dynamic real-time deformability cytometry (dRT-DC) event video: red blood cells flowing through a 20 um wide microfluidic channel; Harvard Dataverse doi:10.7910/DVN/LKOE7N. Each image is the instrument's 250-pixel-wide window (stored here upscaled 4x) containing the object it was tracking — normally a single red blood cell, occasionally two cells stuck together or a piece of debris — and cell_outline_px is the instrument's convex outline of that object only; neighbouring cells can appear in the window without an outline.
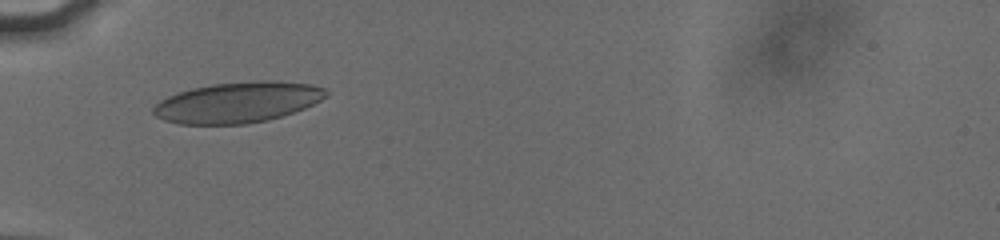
{"species": "human", "species_latin": "Homo sapiens", "temperature_condition": "cold", "stored_images_in_passage": 41, "camera_frame_rate_fps": 3000, "um_per_image_px": 0.085, "donor": {"sex": "male"}, "frame": {"image": 1, "passage_image": 1, "time_ms": 0.0, "image_size_px": [1000, 240], "cell_outline_px": [[328, 96], [304, 108], [268, 120], [248, 124], [180, 124], [164, 120], [156, 116], [152, 112], [152, 108], [160, 100], [168, 96], [192, 88], [212, 84], [260, 80], [268, 80], [312, 84], [324, 88], [328, 92]], "centroid_in_image_um": [20.2, 8.7], "position_along_channel_um": 64.8, "area_um2": 40.86}}
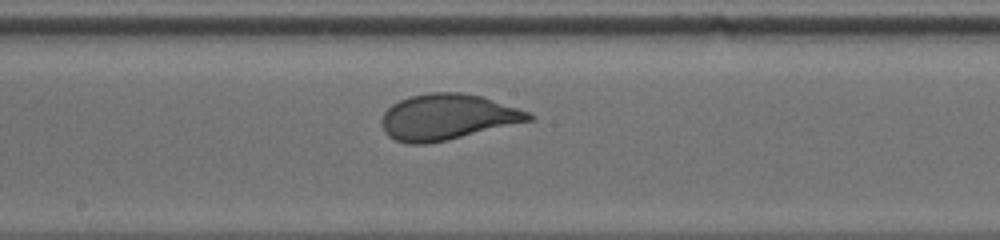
{"frame": {"image": 2, "passage_image": 16, "time_ms": 4.0, "image_size_px": [1000, 240], "cell_outline_px": [[536, 116], [532, 120], [428, 144], [408, 144], [396, 140], [388, 136], [384, 132], [380, 120], [384, 112], [392, 104], [408, 96], [428, 92], [460, 92], [480, 96], [528, 112]], "centroid_in_image_um": [37.96, 9.94], "position_along_channel_um": 210.2, "area_um2": 38.96}}
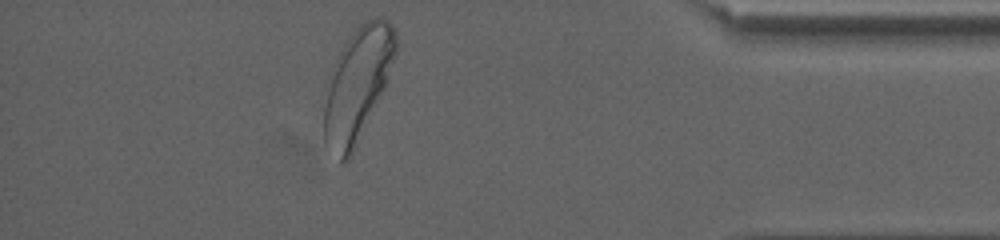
{"frame": {"image": 3, "passage_image": 37, "time_ms": 10.0, "image_size_px": [1000, 240], "cell_outline_px": [[396, 52], [384, 84], [356, 144], [348, 160], [344, 164], [340, 164], [324, 144], [324, 108], [332, 68], [344, 44], [352, 32], [360, 24], [376, 16], [380, 16], [388, 20], [392, 24], [396, 32]], "centroid_in_image_um": [30.36, 7.16], "position_along_channel_um": 404.8, "area_um2": 45.95}, "authors_computed_cell_mechanics": {"area_um2": 39.304, "velocity_mm_per_s": 3.7796, "shape_relaxation_time_tau1_ms": 3.2957, "shape_relaxation_time_tau2_ms": null, "deformation_change_tau1": 0.146, "deformation_change_tau2": null}}